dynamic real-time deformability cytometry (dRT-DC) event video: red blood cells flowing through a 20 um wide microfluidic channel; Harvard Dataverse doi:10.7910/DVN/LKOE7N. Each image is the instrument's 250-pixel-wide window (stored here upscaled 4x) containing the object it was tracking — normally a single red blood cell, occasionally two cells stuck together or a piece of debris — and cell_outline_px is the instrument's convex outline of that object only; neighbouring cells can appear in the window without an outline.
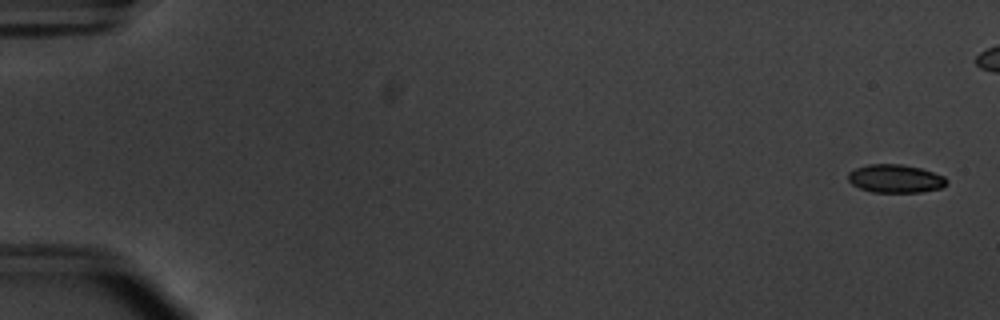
{"species": "common noctule bat (a hibernating species)", "species_latin": "Nyctalus noctula", "temperature_condition": "warm", "stored_images_in_passage": 49, "camera_frame_rate_fps": 3000, "um_per_image_px": 0.085, "animal": {"sex": "male", "body_mass_g": 20.1, "forearm_length_mm": 53.5}, "frame": {"image": 1, "passage_image": 2, "time_ms": 0.333, "image_size_px": [1000, 320], "cell_outline_px": [[948, 184], [944, 188], [920, 192], [872, 192], [860, 188], [852, 184], [848, 180], [848, 172], [856, 168], [868, 164], [900, 164], [920, 168], [944, 176], [948, 180]], "centroid_in_image_um": [76.13, 15.19], "position_along_channel_um": 8.9, "area_um2": 16.3}}
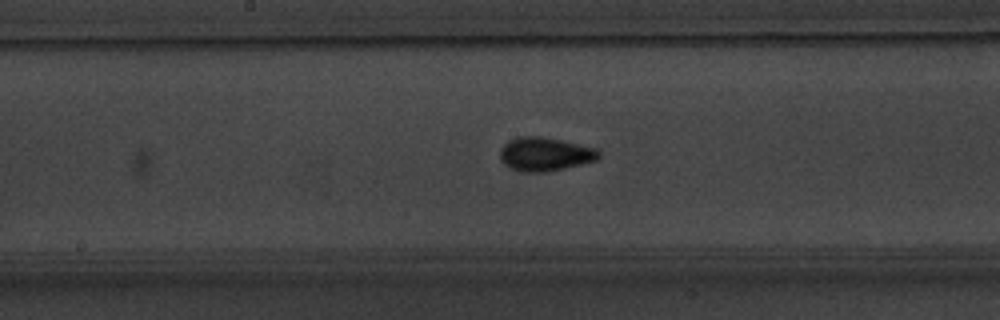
{"frame": {"image": 2, "passage_image": 30, "time_ms": 9.667, "image_size_px": [1000, 320], "cell_outline_px": [[600, 156], [596, 160], [548, 172], [520, 172], [504, 164], [500, 160], [500, 148], [508, 140], [520, 136], [540, 136], [600, 148]], "centroid_in_image_um": [46.32, 13.1], "position_along_channel_um": 201.9, "area_um2": 19.54}}
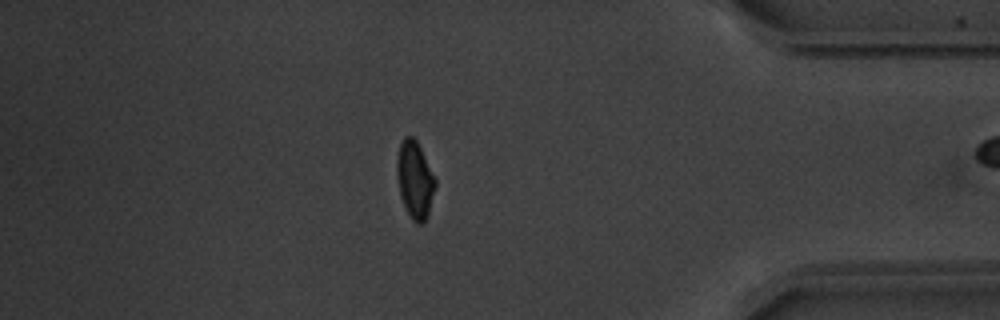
{"frame": {"image": 3, "passage_image": 48, "time_ms": 15.667, "image_size_px": [1000, 320], "cell_outline_px": [[436, 188], [428, 216], [420, 224], [416, 224], [412, 220], [400, 196], [396, 172], [396, 160], [400, 144], [404, 136], [412, 136], [416, 140], [436, 180]], "centroid_in_image_um": [35.26, 15.29], "position_along_channel_um": 399.9, "area_um2": 17.22}}